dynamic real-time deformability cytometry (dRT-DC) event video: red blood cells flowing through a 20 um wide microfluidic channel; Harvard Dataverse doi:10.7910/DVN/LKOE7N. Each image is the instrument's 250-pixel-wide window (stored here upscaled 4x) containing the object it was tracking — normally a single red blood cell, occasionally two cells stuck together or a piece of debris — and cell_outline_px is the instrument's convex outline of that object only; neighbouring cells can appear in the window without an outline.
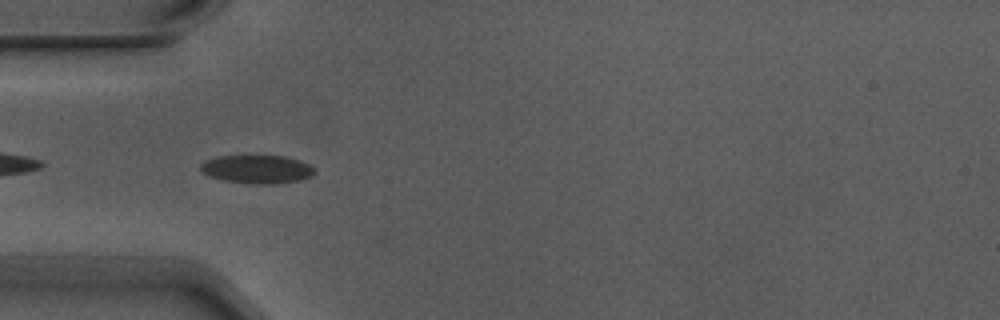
{"species": "Egyptian fruit bat (a non-hibernating species)", "species_latin": "Rousettus aegyptiacus", "temperature_condition": "warm", "stored_images_in_passage": 6, "camera_frame_rate_fps": 3000, "um_per_image_px": 0.085, "animal": {"sex": "male"}, "frame": {"image": 1, "passage_image": 5, "time_ms": 1.333, "image_size_px": [1000, 320], "cell_outline_px": [[316, 172], [312, 176], [300, 180], [276, 184], [252, 184], [224, 180], [212, 176], [204, 172], [200, 168], [200, 164], [204, 160], [220, 156], [284, 156], [300, 160], [308, 164]], "centroid_in_image_um": [21.88, 14.38], "position_along_channel_um": 63.1, "area_um2": 18.73}}